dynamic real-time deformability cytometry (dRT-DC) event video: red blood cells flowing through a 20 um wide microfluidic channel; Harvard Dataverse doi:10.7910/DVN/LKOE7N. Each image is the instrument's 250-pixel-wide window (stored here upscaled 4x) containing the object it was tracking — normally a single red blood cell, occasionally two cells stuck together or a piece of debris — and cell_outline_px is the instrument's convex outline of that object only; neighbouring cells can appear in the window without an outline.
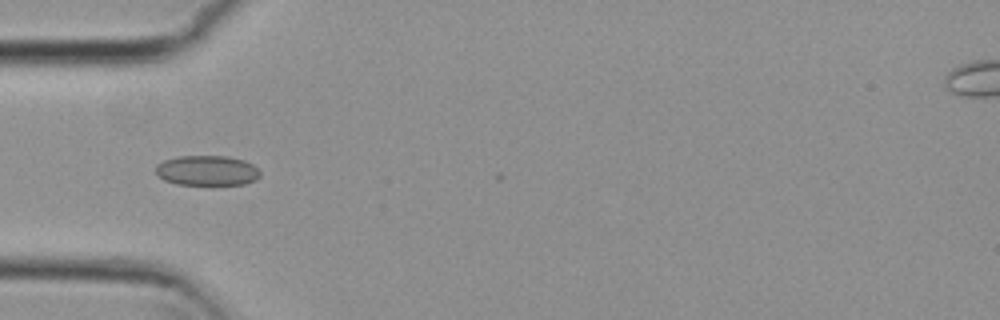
{"species": "common noctule bat (a hibernating species)", "species_latin": "Nyctalus noctula", "temperature_condition": "cold", "stored_images_in_passage": 5, "camera_frame_rate_fps": 3000, "um_per_image_px": 0.085, "animal": {"sex": "female", "body_mass_g": 29.2, "forearm_length_mm": 56.3}, "frame": {"image": 1, "passage_image": 5, "time_ms": 1.333, "image_size_px": [1000, 320], "cell_outline_px": [[260, 176], [256, 180], [244, 184], [212, 188], [176, 184], [164, 180], [156, 172], [156, 164], [164, 160], [180, 156], [228, 156], [244, 160], [252, 164], [260, 172]], "centroid_in_image_um": [17.62, 14.55], "position_along_channel_um": 67.4, "area_um2": 19.19}}